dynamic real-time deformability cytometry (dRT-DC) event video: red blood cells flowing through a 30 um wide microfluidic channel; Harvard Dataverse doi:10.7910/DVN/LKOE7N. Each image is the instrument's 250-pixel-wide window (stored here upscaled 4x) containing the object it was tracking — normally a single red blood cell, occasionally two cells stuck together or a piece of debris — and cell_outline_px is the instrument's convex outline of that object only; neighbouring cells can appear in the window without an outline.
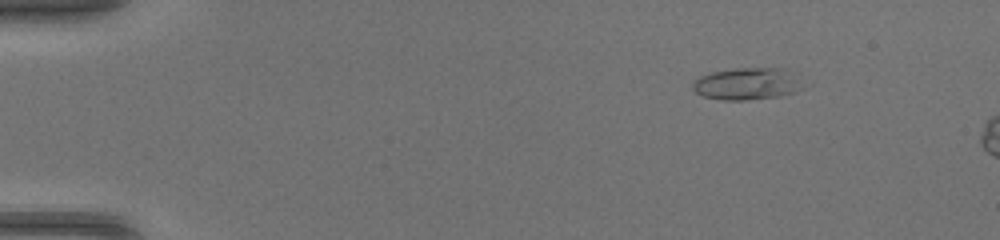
{"species": "common noctule bat (a hibernating species)", "species_latin": "Nyctalus noctula", "temperature_condition": "warm", "stored_images_in_passage": 45, "segment_of_instrument_passage": [1, 2], "camera_frame_rate_fps": 3000, "um_per_image_px": 0.085, "animal": {"sex": "female", "body_mass_g": 17.0, "forearm_length_mm": 48.0}, "frame": {"image": 1, "passage_image": 1, "time_ms": 0.0, "image_size_px": [1000, 240], "cell_outline_px": [[804, 88], [796, 92], [776, 96], [744, 100], [720, 100], [704, 96], [696, 92], [692, 88], [692, 84], [700, 76], [712, 72], [736, 68], [784, 68], [792, 72]], "centroid_in_image_um": [63.49, 7.12], "position_along_channel_um": 21.5, "area_um2": 20.4}}
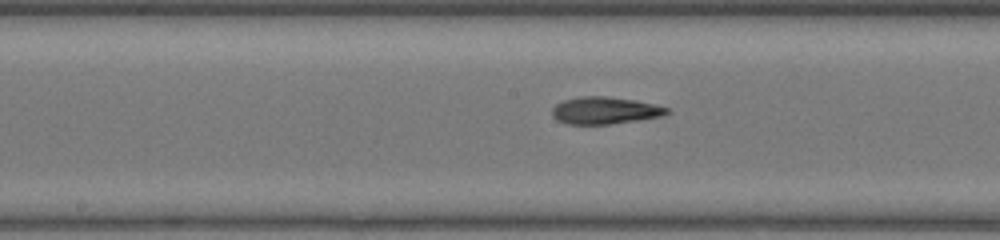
{"frame": {"image": 2, "passage_image": 21, "time_ms": 6.667, "image_size_px": [1000, 240], "cell_outline_px": [[672, 112], [664, 116], [640, 120], [608, 124], [568, 124], [556, 120], [552, 116], [552, 108], [556, 104], [564, 100], [580, 96], [604, 96], [636, 100], [668, 108]], "centroid_in_image_um": [51.42, 9.39], "position_along_channel_um": 196.8, "area_um2": 18.26}}
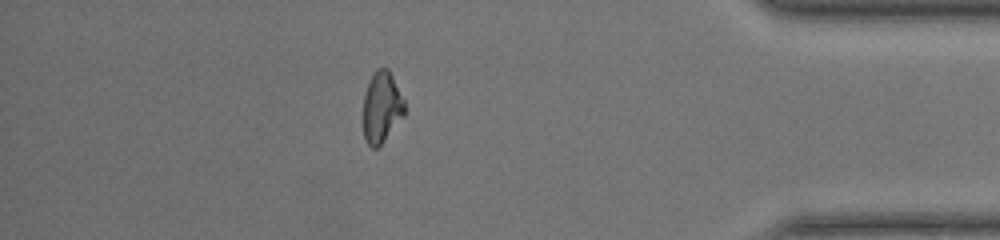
{"frame": {"image": 3, "passage_image": 38, "time_ms": 12.333, "image_size_px": [1000, 240], "cell_outline_px": [[404, 116], [380, 144], [376, 148], [372, 148], [368, 144], [364, 136], [364, 92], [376, 68], [388, 68], [404, 100]], "centroid_in_image_um": [32.44, 9.1], "position_along_channel_um": 402.8, "area_um2": 16.76}}